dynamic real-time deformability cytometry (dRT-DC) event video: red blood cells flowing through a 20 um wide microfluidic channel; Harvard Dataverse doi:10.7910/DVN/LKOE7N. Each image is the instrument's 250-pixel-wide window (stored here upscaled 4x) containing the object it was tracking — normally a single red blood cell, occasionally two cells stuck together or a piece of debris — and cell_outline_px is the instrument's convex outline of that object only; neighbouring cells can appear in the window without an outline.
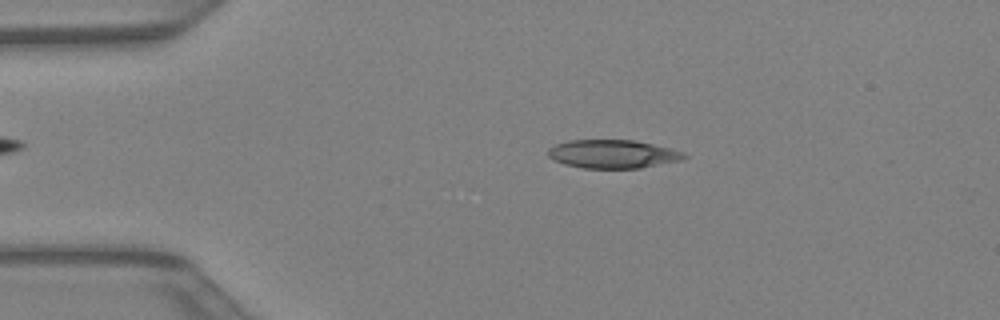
{"species": "Egyptian fruit bat (a non-hibernating species)", "species_latin": "Rousettus aegyptiacus", "temperature_condition": "warm", "stored_images_in_passage": 32, "camera_frame_rate_fps": 3000, "um_per_image_px": 0.085, "animal": {"sex": "female"}, "frame": {"image": 1, "passage_image": 3, "time_ms": 0.667, "image_size_px": [1000, 320], "cell_outline_px": [[688, 156], [680, 160], [640, 168], [584, 168], [564, 164], [552, 160], [548, 156], [548, 148], [556, 144], [568, 140], [632, 140], [652, 144], [684, 152]], "centroid_in_image_um": [52.04, 13.09], "position_along_channel_um": 33.0, "area_um2": 22.43}}
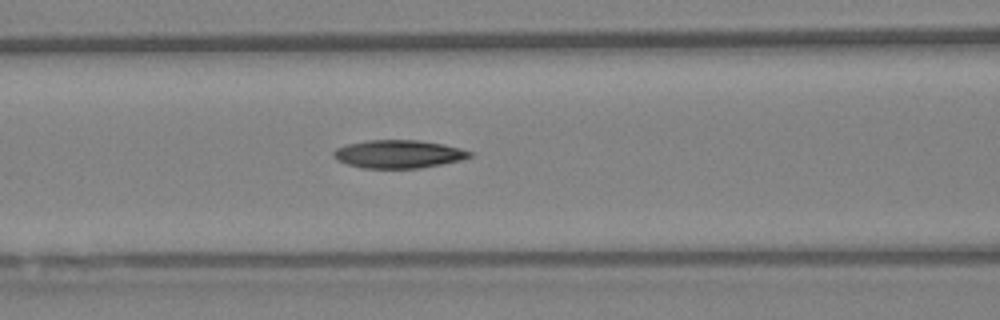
{"frame": {"image": 2, "passage_image": 12, "time_ms": 3.667, "image_size_px": [1000, 320], "cell_outline_px": [[472, 156], [460, 160], [420, 168], [364, 168], [348, 164], [336, 160], [332, 156], [332, 152], [336, 148], [348, 144], [368, 140], [420, 140], [444, 144], [460, 148], [472, 152]], "centroid_in_image_um": [33.85, 13.09], "position_along_channel_um": 132.7, "area_um2": 22.25}}
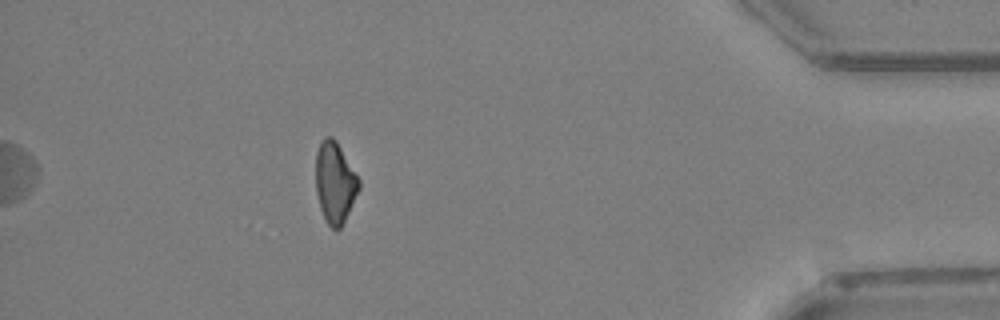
{"frame": {"image": 3, "passage_image": 32, "time_ms": 10.333, "image_size_px": [1000, 320], "cell_outline_px": [[360, 188], [340, 228], [332, 228], [324, 220], [320, 208], [316, 192], [316, 152], [320, 140], [324, 136], [332, 136], [336, 140], [360, 180]], "centroid_in_image_um": [28.45, 15.47], "position_along_channel_um": 406.8, "area_um2": 20.35}}